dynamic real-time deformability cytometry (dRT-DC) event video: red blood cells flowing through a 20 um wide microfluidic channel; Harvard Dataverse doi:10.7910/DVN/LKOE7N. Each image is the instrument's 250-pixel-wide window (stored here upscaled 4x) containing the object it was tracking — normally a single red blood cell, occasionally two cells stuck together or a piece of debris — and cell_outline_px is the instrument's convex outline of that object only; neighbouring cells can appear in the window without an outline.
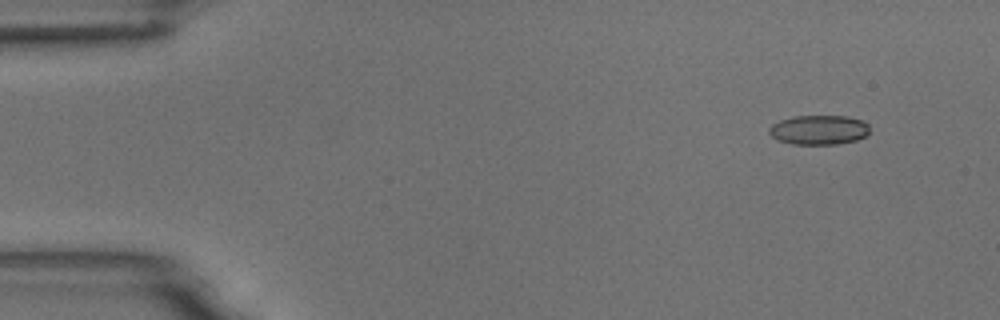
{"species": "common noctule bat (a hibernating species)", "species_latin": "Nyctalus noctula", "temperature_condition": "room temperature", "stored_images_in_passage": 4, "camera_frame_rate_fps": 3000, "um_per_image_px": 0.085, "animal": {"sex": "male", "body_mass_g": 18.8}, "frame": {"image": 1, "passage_image": 1, "time_ms": 0.0, "image_size_px": [1000, 320], "cell_outline_px": [[868, 132], [864, 136], [856, 140], [836, 144], [792, 144], [776, 140], [768, 132], [768, 128], [772, 124], [780, 120], [792, 116], [848, 116], [860, 120], [868, 124]], "centroid_in_image_um": [69.55, 11.04], "position_along_channel_um": 15.4, "area_um2": 17.28}}
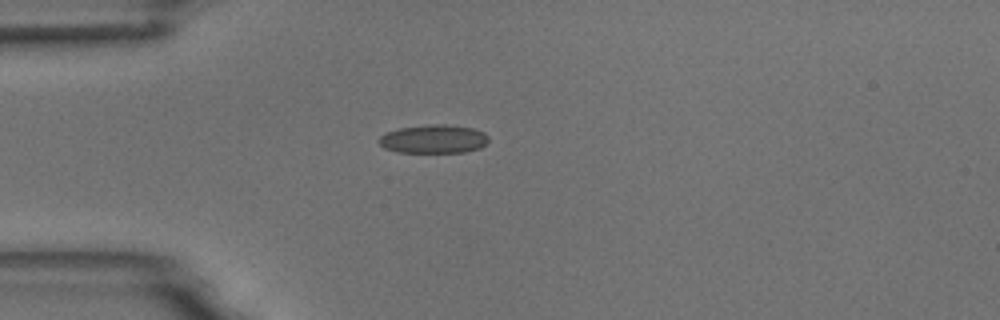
{"frame": {"image": 2, "passage_image": 4, "time_ms": 3.333, "image_size_px": [1000, 320], "cell_outline_px": [[488, 140], [480, 148], [464, 152], [396, 152], [384, 148], [376, 140], [380, 136], [388, 132], [400, 128], [432, 124], [444, 124], [472, 128], [484, 132], [488, 136]], "centroid_in_image_um": [36.84, 11.82], "position_along_channel_um": 48.2, "area_um2": 18.15}}